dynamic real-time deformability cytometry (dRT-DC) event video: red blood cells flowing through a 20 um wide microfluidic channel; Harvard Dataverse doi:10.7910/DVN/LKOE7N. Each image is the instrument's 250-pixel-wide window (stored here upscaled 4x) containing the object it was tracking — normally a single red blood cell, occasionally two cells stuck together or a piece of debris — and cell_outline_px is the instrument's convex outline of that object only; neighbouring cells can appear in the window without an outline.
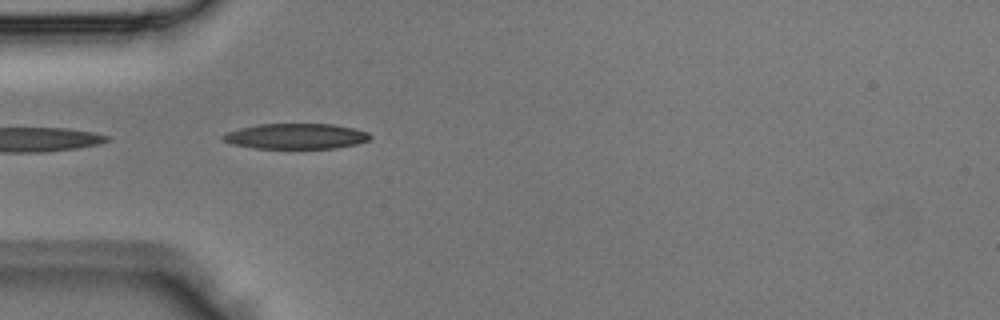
{"species": "Egyptian fruit bat (a non-hibernating species)", "species_latin": "Rousettus aegyptiacus", "temperature_condition": "room temperature", "stored_images_in_passage": 3, "camera_frame_rate_fps": 3000, "um_per_image_px": 0.085, "animal": {"sex": "male"}, "frame": {"image": 1, "passage_image": 3, "time_ms": 0.667, "image_size_px": [1000, 320], "cell_outline_px": [[372, 136], [368, 140], [356, 144], [336, 148], [256, 148], [232, 144], [224, 140], [220, 136], [224, 132], [256, 124], [332, 124], [352, 128], [368, 132]], "centroid_in_image_um": [25.12, 11.57], "position_along_channel_um": 59.9, "area_um2": 21.79}}